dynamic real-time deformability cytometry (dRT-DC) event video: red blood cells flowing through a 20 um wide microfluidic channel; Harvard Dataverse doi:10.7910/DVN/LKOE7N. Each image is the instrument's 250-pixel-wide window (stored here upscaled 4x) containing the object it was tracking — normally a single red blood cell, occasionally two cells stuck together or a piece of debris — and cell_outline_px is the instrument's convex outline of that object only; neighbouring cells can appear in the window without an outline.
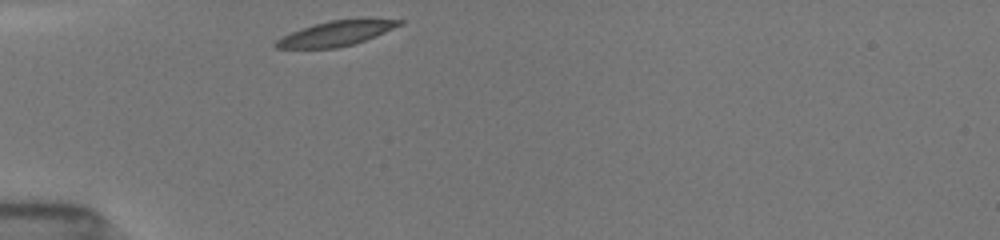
{"species": "common noctule bat (a hibernating species)", "species_latin": "Nyctalus noctula", "temperature_condition": "room temperature", "stored_images_in_passage": 14, "camera_frame_rate_fps": 3000, "um_per_image_px": 0.085, "animal": {"sex": "female", "body_mass_g": 19.5, "forearm_length_mm": 54.1}, "frame": {"image": 1, "passage_image": 1, "time_ms": 0.0, "image_size_px": [1000, 240], "cell_outline_px": [[404, 24], [376, 36], [352, 44], [336, 48], [276, 48], [272, 44], [276, 40], [292, 32], [328, 20], [360, 16], [364, 16], [404, 20]], "centroid_in_image_um": [28.7, 2.78], "position_along_channel_um": 56.3, "area_um2": 18.5}}
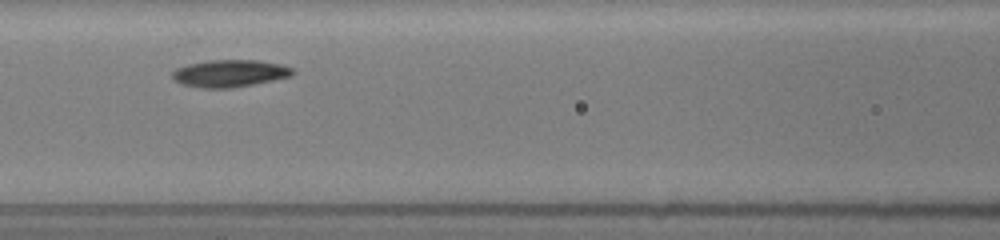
{"frame": {"image": 2, "passage_image": 8, "time_ms": 2.667, "image_size_px": [1000, 240], "cell_outline_px": [[296, 72], [292, 76], [232, 88], [200, 88], [180, 84], [172, 80], [172, 72], [176, 68], [188, 64], [208, 60], [260, 60], [280, 64], [292, 68]], "centroid_in_image_um": [19.5, 6.24], "position_along_channel_um": 147.1, "area_um2": 19.25}}
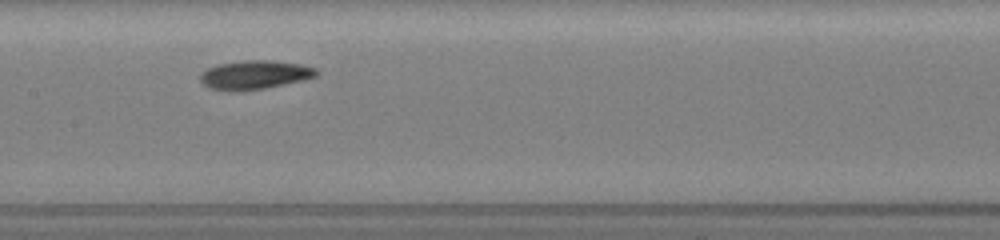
{"frame": {"image": 3, "passage_image": 10, "time_ms": 3.667, "image_size_px": [1000, 240], "cell_outline_px": [[320, 72], [316, 76], [304, 80], [264, 88], [208, 88], [200, 80], [200, 72], [216, 64], [244, 60], [272, 60], [300, 64], [316, 68]], "centroid_in_image_um": [21.7, 6.3], "position_along_channel_um": 185.7, "area_um2": 18.9}}